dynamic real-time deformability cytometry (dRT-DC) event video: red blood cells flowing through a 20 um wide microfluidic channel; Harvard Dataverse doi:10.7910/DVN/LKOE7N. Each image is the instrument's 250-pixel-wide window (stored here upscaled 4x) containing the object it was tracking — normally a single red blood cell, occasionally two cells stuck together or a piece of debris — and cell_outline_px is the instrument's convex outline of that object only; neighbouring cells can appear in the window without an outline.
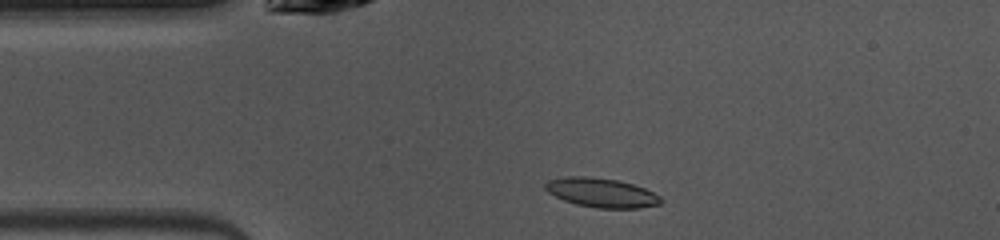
{"species": "common noctule bat (a hibernating species)", "species_latin": "Nyctalus noctula", "temperature_condition": "warm", "stored_images_in_passage": 39, "camera_frame_rate_fps": 3000, "um_per_image_px": 0.085, "animal": {"sex": "female", "body_mass_g": 10.0, "forearm_length_mm": 53.1}, "frame": {"image": 1, "passage_image": 6, "time_ms": 1.667, "image_size_px": [1000, 240], "cell_outline_px": [[664, 200], [660, 204], [640, 208], [596, 208], [576, 204], [564, 200], [548, 192], [544, 188], [544, 184], [548, 180], [568, 176], [584, 176], [616, 180], [632, 184], [644, 188], [660, 196]], "centroid_in_image_um": [51.12, 16.38], "position_along_channel_um": 33.9, "area_um2": 19.59}}
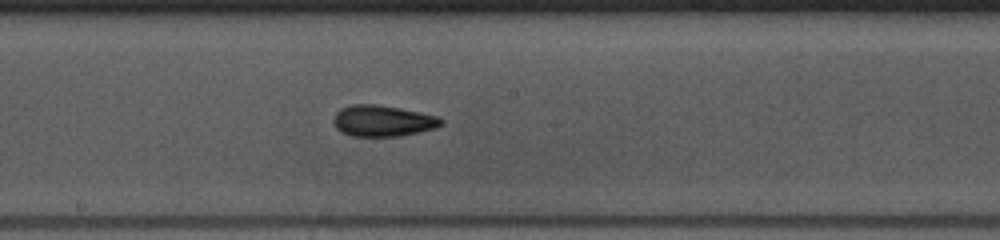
{"frame": {"image": 2, "passage_image": 21, "time_ms": 6.667, "image_size_px": [1000, 240], "cell_outline_px": [[444, 124], [436, 128], [400, 136], [352, 136], [340, 132], [336, 128], [332, 120], [336, 112], [340, 108], [352, 104], [376, 104], [400, 108], [440, 116], [444, 120]], "centroid_in_image_um": [32.54, 10.27], "position_along_channel_um": 215.7, "area_um2": 19.83}}
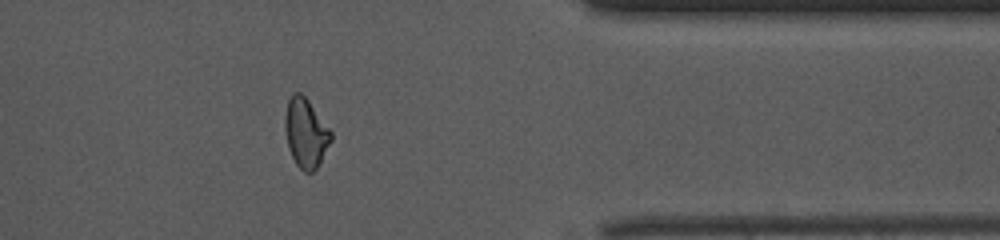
{"frame": {"image": 3, "passage_image": 35, "time_ms": 11.333, "image_size_px": [1000, 240], "cell_outline_px": [[332, 140], [316, 168], [312, 172], [304, 172], [296, 164], [288, 148], [284, 128], [284, 116], [288, 100], [292, 92], [300, 92], [308, 100], [332, 132]], "centroid_in_image_um": [25.97, 11.28], "position_along_channel_um": 385.4, "area_um2": 18.5}, "authors_computed_cell_mechanics": {"area_um2": 18.496, "velocity_mm_per_s": 4.0718, "shape_relaxation_time_tau1_ms": 3.4947, "shape_relaxation_time_tau2_ms": 2.4187, "deformation_change_tau1": 0.1418, "deformation_change_tau2": 0.1025}}